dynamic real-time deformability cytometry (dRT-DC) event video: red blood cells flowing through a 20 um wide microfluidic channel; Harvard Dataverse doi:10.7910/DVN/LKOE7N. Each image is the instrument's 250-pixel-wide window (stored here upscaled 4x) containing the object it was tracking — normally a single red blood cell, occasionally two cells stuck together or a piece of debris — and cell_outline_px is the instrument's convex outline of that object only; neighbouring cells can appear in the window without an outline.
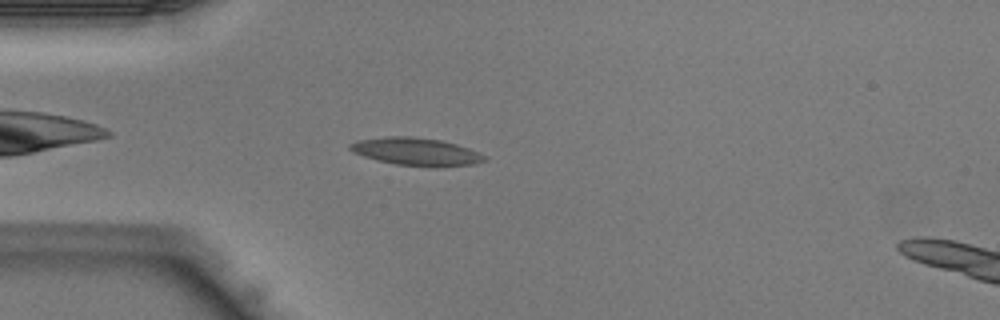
{"species": "Egyptian fruit bat (a non-hibernating species)", "species_latin": "Rousettus aegyptiacus", "temperature_condition": "warm", "stored_images_in_passage": 35, "segment_of_instrument_passage": [1, 2], "camera_frame_rate_fps": 3000, "um_per_image_px": 0.085, "animal": {"sex": "male"}, "frame": {"image": 1, "passage_image": 4, "time_ms": 1.0, "image_size_px": [1000, 320], "cell_outline_px": [[488, 160], [472, 164], [432, 168], [396, 164], [364, 156], [352, 152], [348, 148], [348, 144], [356, 140], [384, 136], [412, 136], [440, 140], [456, 144], [468, 148], [488, 156]], "centroid_in_image_um": [35.38, 12.89], "position_along_channel_um": 49.6, "area_um2": 21.96}}
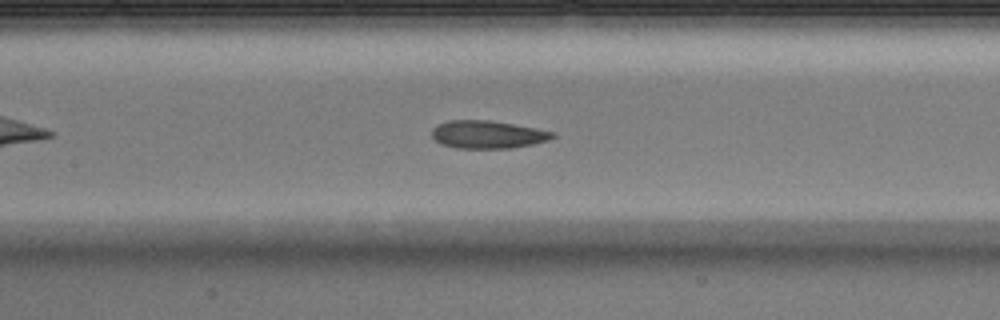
{"frame": {"image": 2, "passage_image": 12, "time_ms": 3.667, "image_size_px": [1000, 320], "cell_outline_px": [[556, 136], [548, 140], [532, 144], [508, 148], [456, 148], [440, 144], [432, 136], [432, 128], [436, 124], [448, 120], [488, 120], [536, 128], [556, 132]], "centroid_in_image_um": [41.42, 11.43], "position_along_channel_um": 166.0, "area_um2": 19.59}}
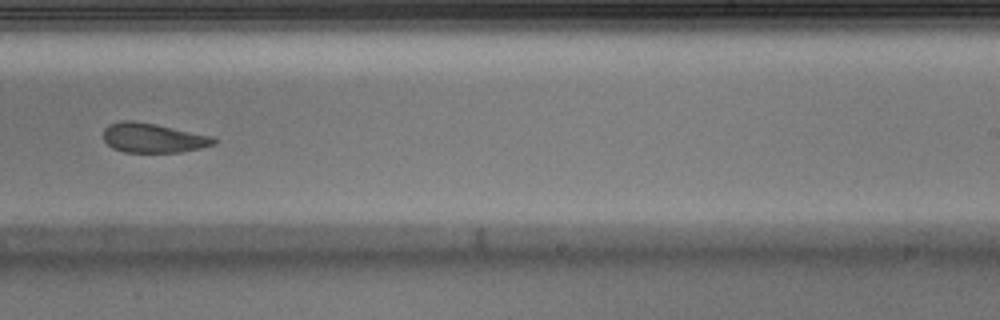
{"frame": {"image": 3, "passage_image": 19, "time_ms": 6.0, "image_size_px": [1000, 320], "cell_outline_px": [[220, 140], [216, 144], [200, 148], [180, 152], [124, 152], [112, 148], [104, 140], [104, 128], [108, 124], [120, 120], [132, 120], [156, 124], [212, 136]], "centroid_in_image_um": [13.02, 11.72], "position_along_channel_um": 276.0, "area_um2": 19.13}}